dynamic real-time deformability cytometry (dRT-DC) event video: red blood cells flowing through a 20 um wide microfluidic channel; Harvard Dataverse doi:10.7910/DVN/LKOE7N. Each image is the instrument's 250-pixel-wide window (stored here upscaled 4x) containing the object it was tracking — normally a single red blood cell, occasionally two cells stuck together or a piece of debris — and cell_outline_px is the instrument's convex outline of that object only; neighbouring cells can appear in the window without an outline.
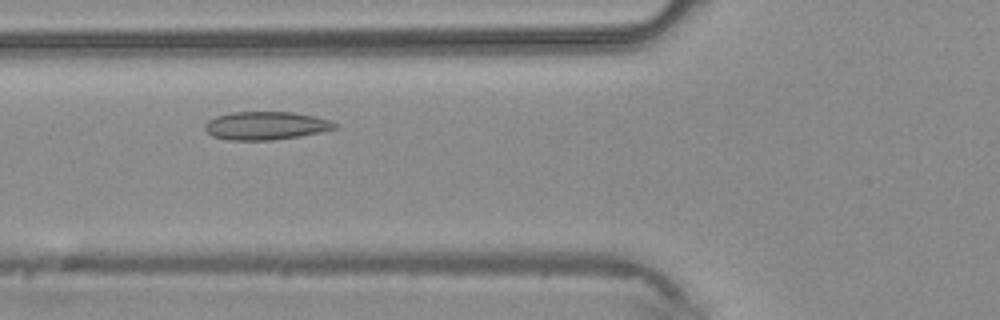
{"species": "common noctule bat (a hibernating species)", "species_latin": "Nyctalus noctula", "temperature_condition": "warm", "stored_images_in_passage": 37, "camera_frame_rate_fps": 3000, "um_per_image_px": 0.085, "animal": {"sex": "male", "body_mass_g": 20.4}, "frame": {"image": 1, "passage_image": 10, "time_ms": 3.0, "image_size_px": [1000, 320], "cell_outline_px": [[340, 128], [300, 136], [272, 140], [228, 140], [212, 136], [204, 128], [204, 124], [208, 120], [216, 116], [232, 112], [292, 112], [332, 120], [340, 124]], "centroid_in_image_um": [22.63, 10.68], "position_along_channel_um": 103.2, "area_um2": 21.5}}
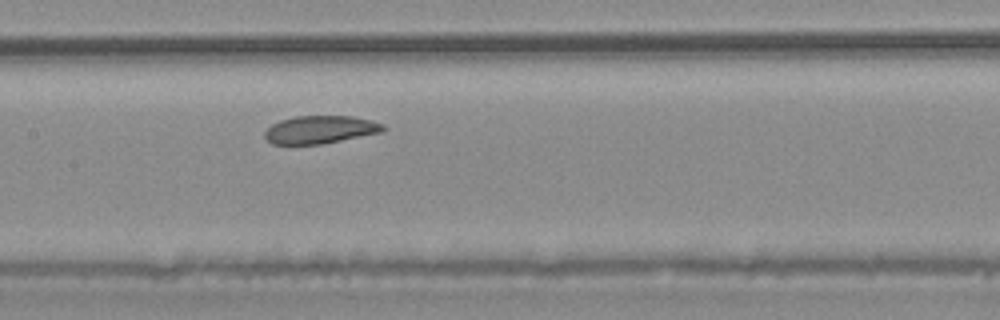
{"frame": {"image": 2, "passage_image": 15, "time_ms": 4.667, "image_size_px": [1000, 320], "cell_outline_px": [[388, 128], [384, 132], [320, 144], [272, 144], [264, 136], [264, 132], [272, 124], [280, 120], [296, 116], [352, 116], [372, 120], [384, 124]], "centroid_in_image_um": [27.27, 11.01], "position_along_channel_um": 180.1, "area_um2": 19.31}}
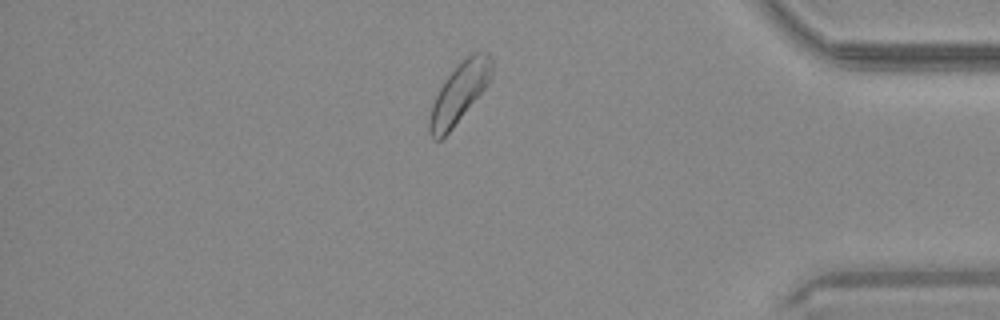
{"frame": {"image": 3, "passage_image": 31, "time_ms": 10.0, "image_size_px": [1000, 320], "cell_outline_px": [[492, 76], [484, 88], [452, 128], [440, 140], [432, 140], [428, 132], [428, 120], [432, 104], [440, 88], [448, 76], [472, 52], [484, 48], [488, 52], [492, 60]], "centroid_in_image_um": [39.03, 7.89], "position_along_channel_um": 396.2, "area_um2": 21.33}}